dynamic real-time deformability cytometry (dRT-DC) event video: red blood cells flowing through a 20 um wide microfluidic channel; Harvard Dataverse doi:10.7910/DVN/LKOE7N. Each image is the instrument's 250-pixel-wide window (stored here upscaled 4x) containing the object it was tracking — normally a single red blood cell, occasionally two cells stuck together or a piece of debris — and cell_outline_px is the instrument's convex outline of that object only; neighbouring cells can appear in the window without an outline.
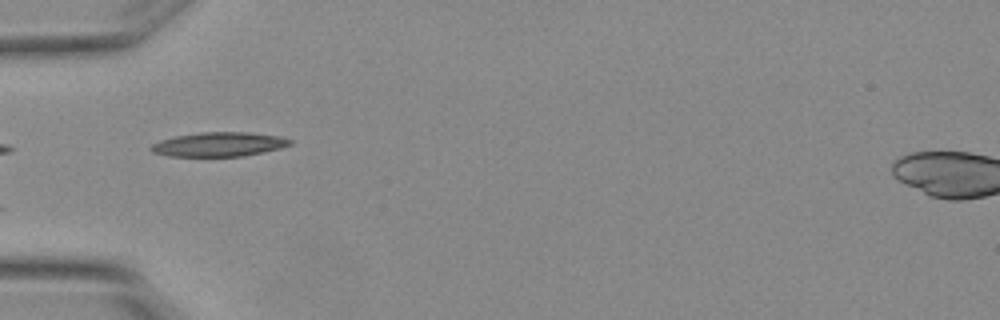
{"species": "Egyptian fruit bat (a non-hibernating species)", "species_latin": "Rousettus aegyptiacus", "temperature_condition": "warm", "stored_images_in_passage": 5, "camera_frame_rate_fps": 3000, "um_per_image_px": 0.085, "animal": {"sex": "female"}, "frame": {"image": 1, "passage_image": 5, "time_ms": 1.333, "image_size_px": [1000, 320], "cell_outline_px": [[292, 144], [280, 148], [264, 152], [244, 156], [168, 156], [152, 152], [148, 148], [152, 144], [160, 140], [176, 136], [200, 132], [248, 132], [280, 136], [292, 140]], "centroid_in_image_um": [18.61, 12.27], "position_along_channel_um": 66.4, "area_um2": 19.71}}